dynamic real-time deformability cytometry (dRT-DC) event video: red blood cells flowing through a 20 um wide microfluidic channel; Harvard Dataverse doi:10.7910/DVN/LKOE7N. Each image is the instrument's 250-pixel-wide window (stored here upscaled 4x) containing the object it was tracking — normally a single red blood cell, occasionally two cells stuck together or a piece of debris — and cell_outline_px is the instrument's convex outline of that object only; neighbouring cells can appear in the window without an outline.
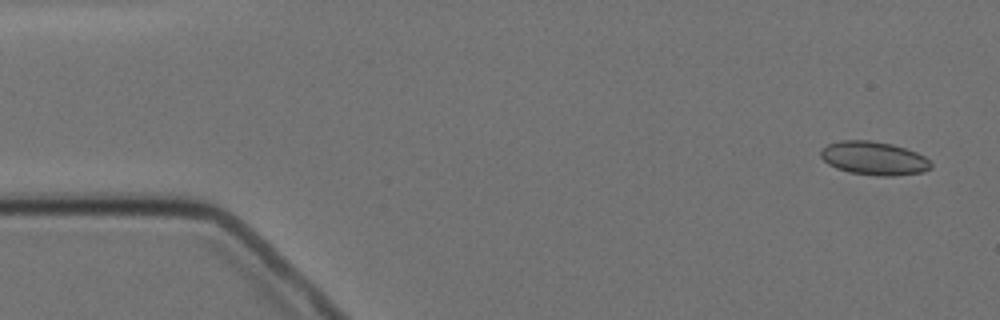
{"species": "Egyptian fruit bat (a non-hibernating species)", "species_latin": "Rousettus aegyptiacus", "temperature_condition": "cold", "stored_images_in_passage": 9, "camera_frame_rate_fps": 3000, "um_per_image_px": 0.085, "animal": {"sex": "female"}, "frame": {"image": 1, "passage_image": 1, "time_ms": 0.0, "image_size_px": [1000, 320], "cell_outline_px": [[932, 168], [924, 172], [892, 176], [880, 176], [852, 172], [836, 168], [828, 164], [820, 156], [820, 148], [828, 144], [840, 140], [872, 140], [892, 144], [916, 152], [924, 156], [932, 164]], "centroid_in_image_um": [74.27, 13.44], "position_along_channel_um": 10.7, "area_um2": 21.56}}
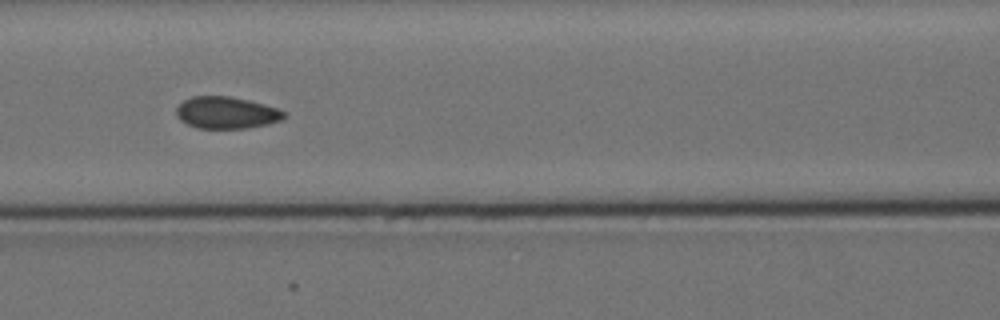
{"frame": {"image": 2, "passage_image": 6, "time_ms": 7.0, "image_size_px": [1000, 320], "cell_outline_px": [[284, 116], [280, 120], [268, 124], [248, 128], [196, 128], [180, 120], [176, 116], [176, 108], [184, 100], [192, 96], [228, 96], [248, 100], [264, 104], [276, 108], [284, 112]], "centroid_in_image_um": [19.2, 9.58], "position_along_channel_um": 147.4, "area_um2": 19.88}}
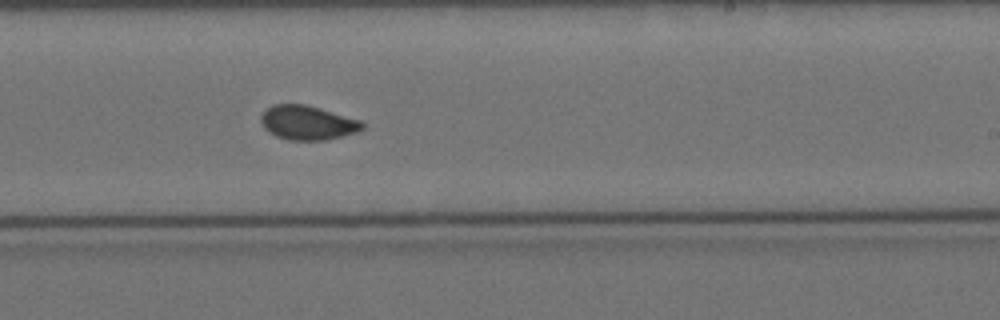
{"frame": {"image": 3, "passage_image": 9, "time_ms": 10.333, "image_size_px": [1000, 320], "cell_outline_px": [[364, 128], [356, 132], [324, 140], [288, 140], [276, 136], [268, 132], [264, 128], [260, 120], [260, 116], [272, 104], [304, 104], [320, 108], [360, 120], [364, 124]], "centroid_in_image_um": [26.11, 10.43], "position_along_channel_um": 262.9, "area_um2": 20.11}}